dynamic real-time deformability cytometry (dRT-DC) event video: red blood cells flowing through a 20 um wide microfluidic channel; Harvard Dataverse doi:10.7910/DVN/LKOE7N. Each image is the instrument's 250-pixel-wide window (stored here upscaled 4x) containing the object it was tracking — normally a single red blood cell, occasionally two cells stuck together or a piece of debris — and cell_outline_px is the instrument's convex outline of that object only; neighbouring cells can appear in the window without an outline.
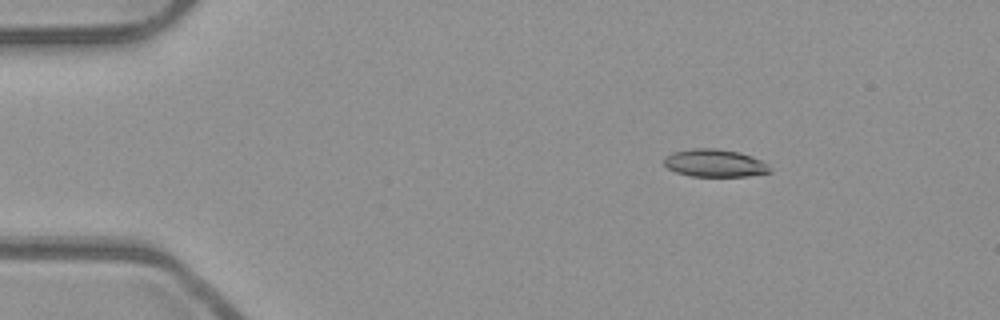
{"species": "common noctule bat (a hibernating species)", "species_latin": "Nyctalus noctula", "temperature_condition": "room temperature", "stored_images_in_passage": 47, "camera_frame_rate_fps": 3000, "um_per_image_px": 0.085, "animal": {"sex": "male", "body_mass_g": 23.1, "forearm_length_mm": 52.7}, "frame": {"image": 1, "passage_image": 2, "time_ms": 0.333, "image_size_px": [1000, 320], "cell_outline_px": [[772, 172], [748, 176], [692, 176], [676, 172], [668, 168], [664, 164], [664, 156], [672, 152], [692, 148], [716, 148], [740, 152], [752, 156], [768, 164], [772, 168]], "centroid_in_image_um": [60.76, 13.85], "position_along_channel_um": 24.2, "area_um2": 17.22}}
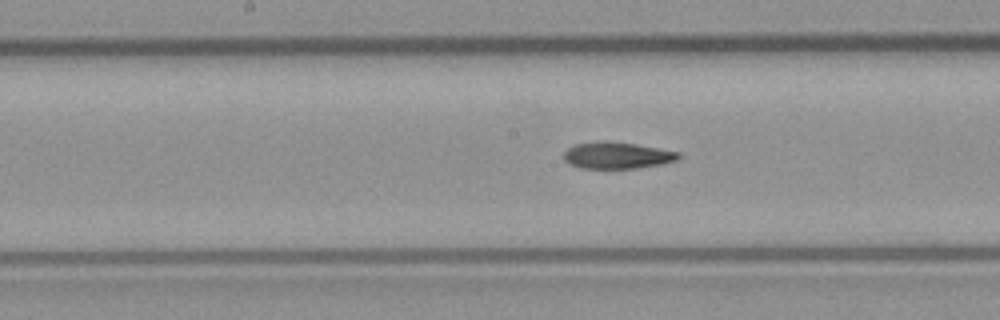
{"frame": {"image": 2, "passage_image": 21, "time_ms": 6.667, "image_size_px": [1000, 320], "cell_outline_px": [[680, 156], [676, 160], [660, 164], [636, 168], [580, 168], [568, 164], [564, 160], [564, 152], [568, 148], [576, 144], [636, 144], [680, 152]], "centroid_in_image_um": [52.47, 13.26], "position_along_channel_um": 195.7, "area_um2": 16.88}}
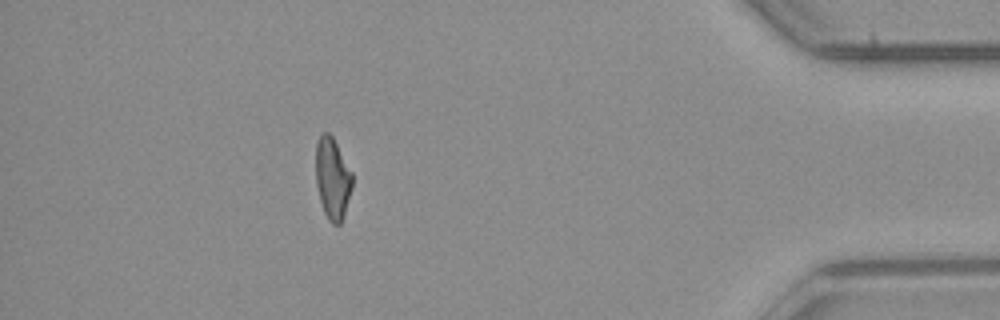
{"frame": {"image": 3, "passage_image": 41, "time_ms": 13.333, "image_size_px": [1000, 320], "cell_outline_px": [[352, 188], [344, 216], [340, 224], [332, 224], [328, 220], [324, 212], [320, 200], [316, 184], [316, 144], [320, 136], [324, 132], [328, 132], [332, 136], [352, 172]], "centroid_in_image_um": [28.26, 15.19], "position_along_channel_um": 406.9, "area_um2": 17.28}, "authors_computed_cell_mechanics": {"area_um2": 17.8602, "velocity_mm_per_s": 3.9505, "shape_relaxation_time_tau1_ms": null, "shape_relaxation_time_tau2_ms": 10.8019, "deformation_change_tau1": null, "deformation_change_tau2": 0.2141}}